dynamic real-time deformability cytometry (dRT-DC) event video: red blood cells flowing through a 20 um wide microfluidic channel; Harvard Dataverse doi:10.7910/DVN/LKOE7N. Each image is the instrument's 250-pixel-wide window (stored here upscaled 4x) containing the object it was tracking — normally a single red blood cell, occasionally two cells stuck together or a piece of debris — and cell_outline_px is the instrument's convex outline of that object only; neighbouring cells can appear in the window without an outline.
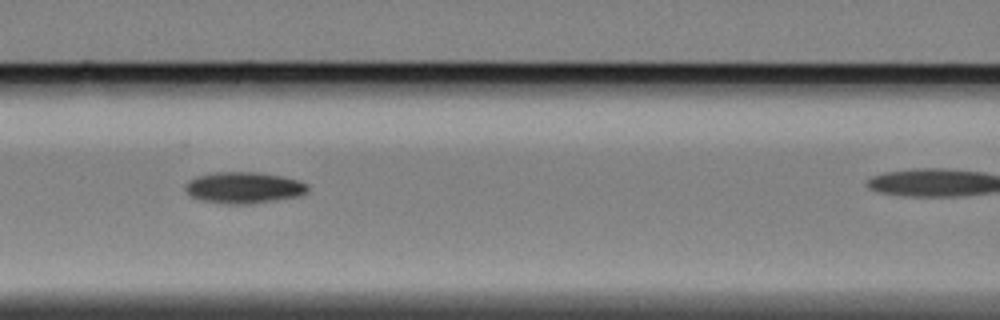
{"species": "Egyptian fruit bat (a non-hibernating species)", "species_latin": "Rousettus aegyptiacus", "temperature_condition": "cold", "stored_images_in_passage": 18, "camera_frame_rate_fps": 3000, "um_per_image_px": 0.085, "animal": {"sex": "female"}, "frame": {"image": 1, "passage_image": 11, "time_ms": 3.333, "image_size_px": [1000, 320], "cell_outline_px": [[308, 188], [304, 192], [296, 196], [248, 204], [228, 204], [200, 200], [192, 196], [184, 188], [196, 176], [216, 172], [256, 172], [280, 176], [296, 180], [308, 184]], "centroid_in_image_um": [20.69, 15.95], "position_along_channel_um": 145.9, "area_um2": 21.79}}